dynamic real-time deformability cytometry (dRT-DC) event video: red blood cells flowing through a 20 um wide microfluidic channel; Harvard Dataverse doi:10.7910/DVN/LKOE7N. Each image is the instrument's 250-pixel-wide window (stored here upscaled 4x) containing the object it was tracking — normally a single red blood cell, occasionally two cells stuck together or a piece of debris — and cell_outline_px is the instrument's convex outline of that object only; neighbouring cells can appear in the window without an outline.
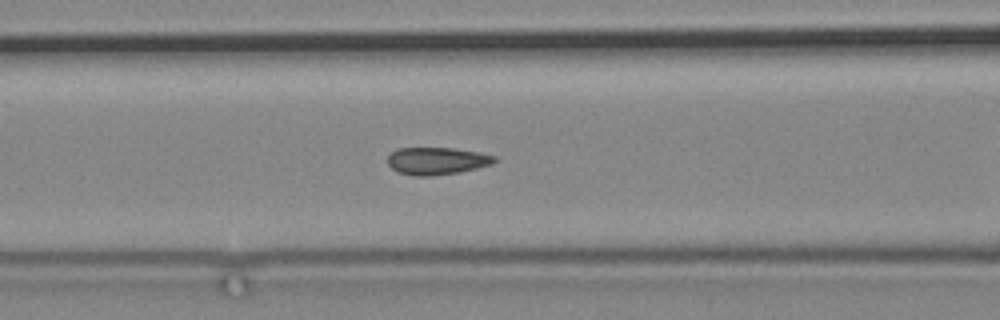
{"species": "common noctule bat (a hibernating species)", "species_latin": "Nyctalus noctula", "temperature_condition": "cold", "stored_images_in_passage": 28, "camera_frame_rate_fps": 3000, "um_per_image_px": 0.085, "animal": {"sex": "male", "body_mass_g": 19.2, "forearm_length_mm": 51.8}, "frame": {"image": 1, "passage_image": 7, "time_ms": 2.0, "image_size_px": [1000, 320], "cell_outline_px": [[496, 160], [492, 164], [476, 168], [456, 172], [428, 176], [416, 176], [396, 172], [388, 164], [388, 156], [396, 148], [452, 148], [480, 152], [496, 156]], "centroid_in_image_um": [37.11, 13.67], "position_along_channel_um": 129.5, "area_um2": 16.94}}
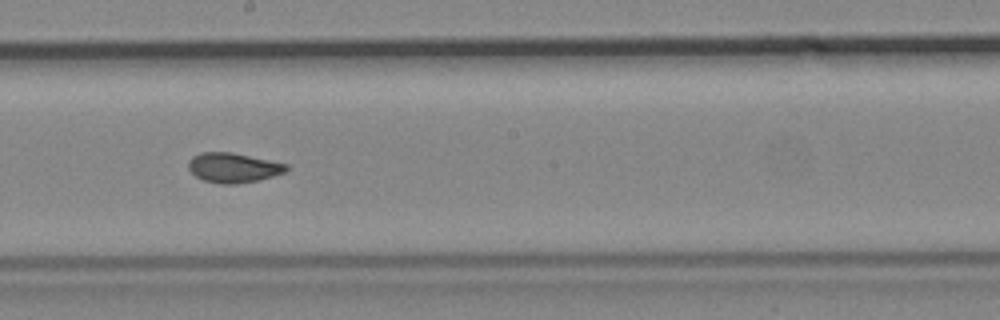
{"frame": {"image": 2, "passage_image": 16, "time_ms": 5.0, "image_size_px": [1000, 320], "cell_outline_px": [[288, 168], [284, 172], [272, 176], [256, 180], [236, 184], [220, 184], [204, 180], [196, 176], [188, 168], [188, 160], [192, 156], [200, 152], [232, 152], [288, 164]], "centroid_in_image_um": [19.79, 14.24], "position_along_channel_um": 228.4, "area_um2": 16.88}}
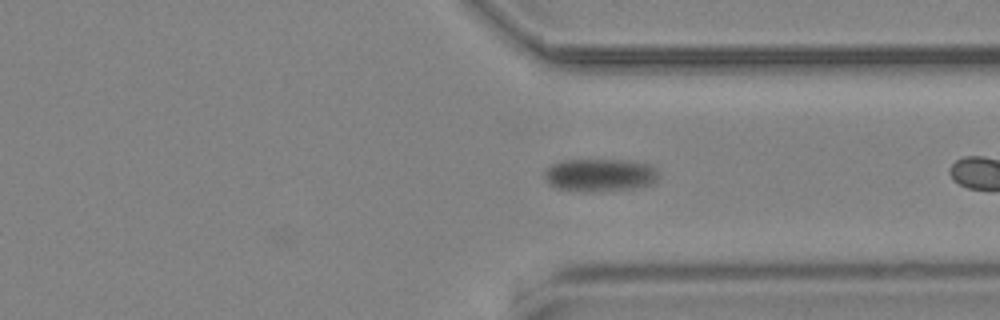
{"frame": {"image": 3, "passage_image": 25, "time_ms": 8.0, "image_size_px": [1000, 320], "cell_outline_px": [[660, 172], [656, 180], [640, 188], [588, 192], [556, 188], [548, 184], [544, 176], [544, 172], [552, 164], [564, 160], [632, 160], [648, 164], [656, 168]], "centroid_in_image_um": [51.01, 14.88], "position_along_channel_um": 360.4, "area_um2": 22.02}}